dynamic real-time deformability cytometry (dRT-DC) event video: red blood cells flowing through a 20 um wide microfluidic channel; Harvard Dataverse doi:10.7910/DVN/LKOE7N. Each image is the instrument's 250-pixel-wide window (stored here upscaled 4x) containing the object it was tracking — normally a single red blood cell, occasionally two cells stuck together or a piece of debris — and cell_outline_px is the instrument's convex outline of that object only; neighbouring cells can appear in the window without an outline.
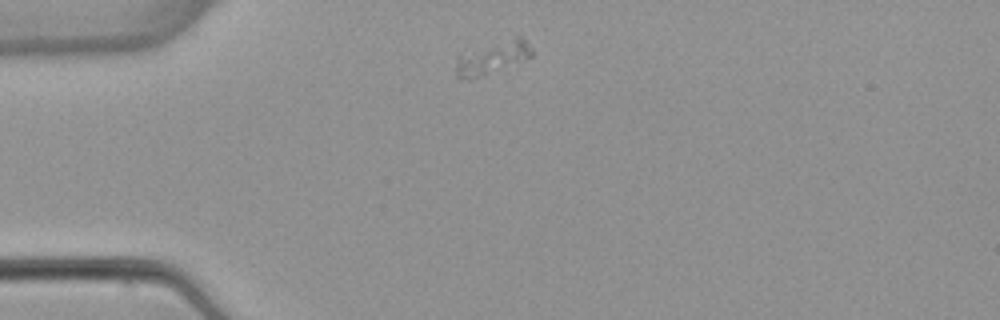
{"species": "common noctule bat (a hibernating species)", "species_latin": "Nyctalus noctula", "temperature_condition": "warm", "stored_images_in_passage": 4, "camera_frame_rate_fps": 3000, "um_per_image_px": 0.085, "animal": {"sex": "female", "body_mass_g": 22.7, "forearm_length_mm": 54.2}, "frame": {"image": 1, "passage_image": 1, "time_ms": 0.0, "image_size_px": [1000, 320], "cell_outline_px": [[532, 56], [472, 80], [460, 80], [456, 76], [456, 60], [460, 56], [516, 36], [524, 36], [532, 48]], "centroid_in_image_um": [41.87, 4.94], "position_along_channel_um": 43.1, "area_um2": 13.87}}
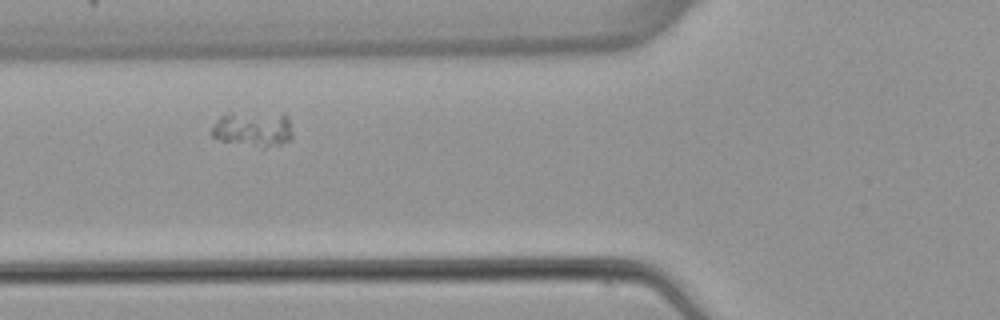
{"frame": {"image": 2, "passage_image": 3, "time_ms": 2.333, "image_size_px": [1000, 320], "cell_outline_px": [[292, 140], [280, 144], [264, 148], [220, 140], [212, 136], [208, 132], [216, 120], [220, 116], [228, 112], [232, 112], [288, 116], [292, 132]], "centroid_in_image_um": [21.46, 10.99], "position_along_channel_um": 104.3, "area_um2": 16.59}}
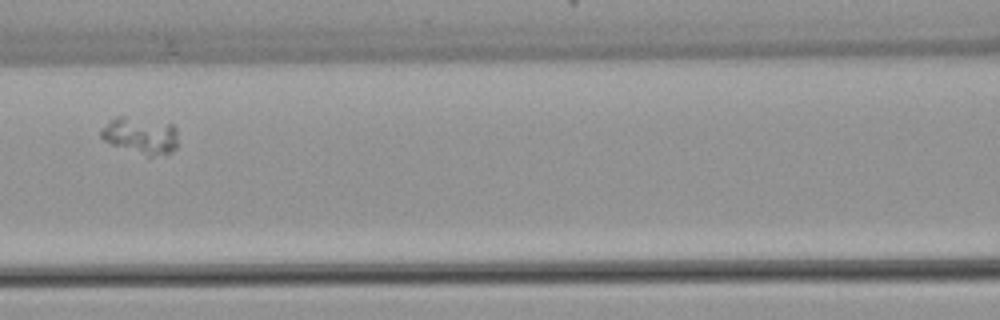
{"frame": {"image": 3, "passage_image": 4, "time_ms": 3.667, "image_size_px": [1000, 320], "cell_outline_px": [[176, 148], [172, 152], [152, 156], [148, 156], [112, 144], [104, 140], [100, 136], [100, 128], [108, 120], [116, 116], [124, 116], [172, 124], [176, 128]], "centroid_in_image_um": [11.91, 11.5], "position_along_channel_um": 154.7, "area_um2": 16.36}}